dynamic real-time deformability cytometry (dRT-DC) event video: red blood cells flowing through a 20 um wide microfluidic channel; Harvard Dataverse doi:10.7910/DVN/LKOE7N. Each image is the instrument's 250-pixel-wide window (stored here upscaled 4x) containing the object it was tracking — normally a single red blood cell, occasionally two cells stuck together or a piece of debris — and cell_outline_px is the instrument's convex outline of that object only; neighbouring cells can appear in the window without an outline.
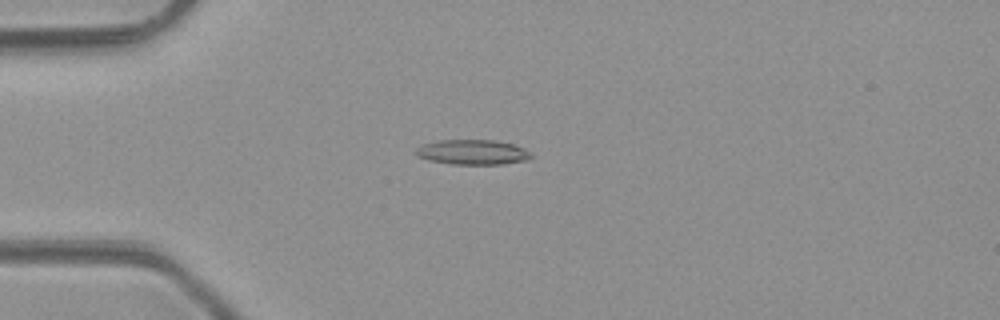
{"species": "common noctule bat (a hibernating species)", "species_latin": "Nyctalus noctula", "temperature_condition": "room temperature", "stored_images_in_passage": 4, "camera_frame_rate_fps": 3000, "um_per_image_px": 0.085, "animal": {"sex": "male", "body_mass_g": 23.1, "forearm_length_mm": 52.7}, "frame": {"image": 1, "passage_image": 4, "time_ms": 3.333, "image_size_px": [1000, 320], "cell_outline_px": [[532, 156], [528, 160], [504, 164], [452, 164], [428, 160], [420, 156], [416, 152], [416, 148], [424, 144], [440, 140], [492, 140], [512, 144], [524, 148]], "centroid_in_image_um": [40.19, 12.94], "position_along_channel_um": 44.8, "area_um2": 16.53}}